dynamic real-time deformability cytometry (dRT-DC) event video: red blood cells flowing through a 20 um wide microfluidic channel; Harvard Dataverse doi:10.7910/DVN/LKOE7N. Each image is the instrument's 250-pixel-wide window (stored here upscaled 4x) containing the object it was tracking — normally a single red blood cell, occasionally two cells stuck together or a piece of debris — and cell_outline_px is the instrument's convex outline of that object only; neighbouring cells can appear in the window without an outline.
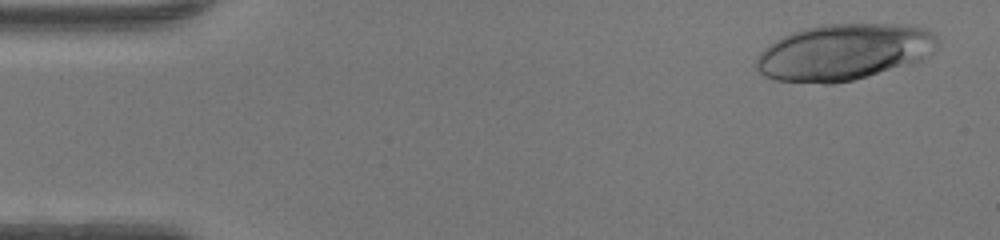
{"species": "human", "species_latin": "Homo sapiens", "temperature_condition": "warm", "stored_images_in_passage": 45, "camera_frame_rate_fps": 3000, "um_per_image_px": 0.085, "donor": {"sex": "female"}, "frame": {"image": 1, "passage_image": 2, "time_ms": 0.333, "image_size_px": [1000, 240], "cell_outline_px": [[940, 40], [936, 48], [928, 56], [912, 64], [852, 80], [832, 84], [824, 84], [776, 80], [764, 76], [756, 68], [756, 56], [764, 48], [776, 40], [792, 32], [804, 28], [824, 24], [912, 24], [928, 28]], "centroid_in_image_um": [71.77, 4.42], "position_along_channel_um": 13.2, "area_um2": 59.94}}